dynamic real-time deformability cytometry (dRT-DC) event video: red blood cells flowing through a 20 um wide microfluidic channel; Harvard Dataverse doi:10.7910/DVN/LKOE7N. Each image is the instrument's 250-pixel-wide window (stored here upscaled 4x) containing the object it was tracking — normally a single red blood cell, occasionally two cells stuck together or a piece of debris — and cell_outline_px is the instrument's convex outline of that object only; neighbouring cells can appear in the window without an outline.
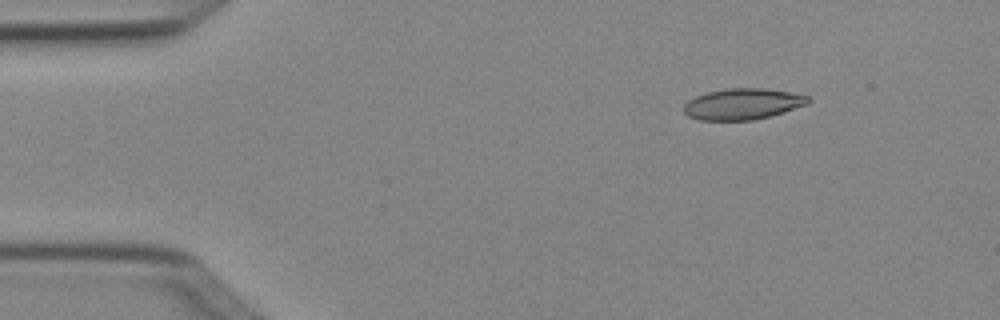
{"species": "Egyptian fruit bat (a non-hibernating species)", "species_latin": "Rousettus aegyptiacus", "temperature_condition": "cold", "stored_images_in_passage": 4, "camera_frame_rate_fps": 3000, "um_per_image_px": 0.085, "animal": {"sex": "female"}, "frame": {"image": 1, "passage_image": 2, "time_ms": 0.333, "image_size_px": [1000, 320], "cell_outline_px": [[812, 100], [808, 104], [784, 112], [752, 120], [700, 120], [688, 116], [684, 112], [684, 104], [688, 100], [696, 96], [708, 92], [728, 88], [764, 88], [788, 92], [808, 96]], "centroid_in_image_um": [63.13, 8.84], "position_along_channel_um": 21.9, "area_um2": 22.43}}